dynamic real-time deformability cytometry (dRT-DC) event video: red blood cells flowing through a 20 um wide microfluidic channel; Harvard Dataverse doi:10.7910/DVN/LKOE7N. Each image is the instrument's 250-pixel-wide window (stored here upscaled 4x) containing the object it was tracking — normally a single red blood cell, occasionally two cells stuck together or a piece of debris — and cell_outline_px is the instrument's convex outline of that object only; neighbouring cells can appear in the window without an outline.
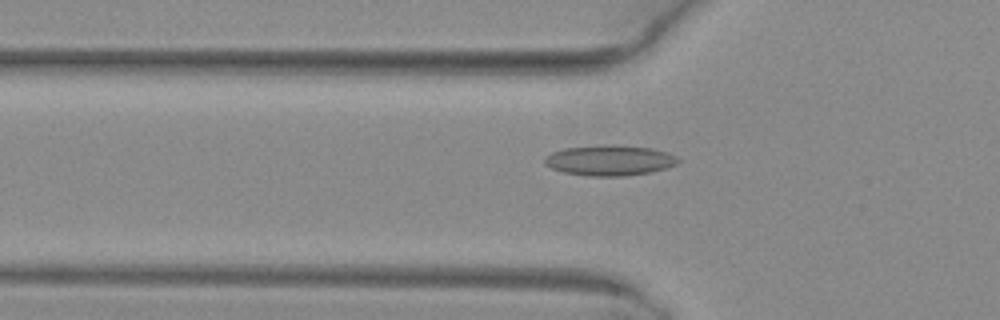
{"species": "common noctule bat (a hibernating species)", "species_latin": "Nyctalus noctula", "temperature_condition": "warm", "stored_images_in_passage": 49, "camera_frame_rate_fps": 3000, "um_per_image_px": 0.085, "animal": {"sex": "female", "body_mass_g": 29.2, "forearm_length_mm": 56.3}, "frame": {"image": 1, "passage_image": 16, "time_ms": 5.0, "image_size_px": [1000, 320], "cell_outline_px": [[680, 160], [676, 164], [664, 168], [648, 172], [624, 176], [588, 176], [564, 172], [552, 168], [544, 164], [544, 160], [552, 152], [564, 148], [600, 144], [616, 144], [652, 148], [668, 152], [676, 156]], "centroid_in_image_um": [51.82, 13.61], "position_along_channel_um": 74.0, "area_um2": 23.76}}
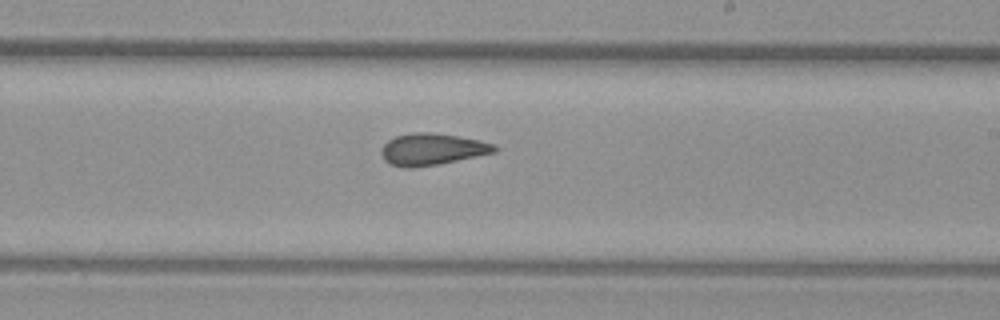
{"frame": {"image": 2, "passage_image": 29, "time_ms": 9.333, "image_size_px": [1000, 320], "cell_outline_px": [[496, 152], [436, 164], [412, 168], [404, 168], [388, 164], [384, 160], [380, 152], [380, 148], [388, 140], [396, 136], [416, 132], [436, 132], [480, 140], [496, 144]], "centroid_in_image_um": [36.69, 12.68], "position_along_channel_um": 252.3, "area_um2": 20.98}}
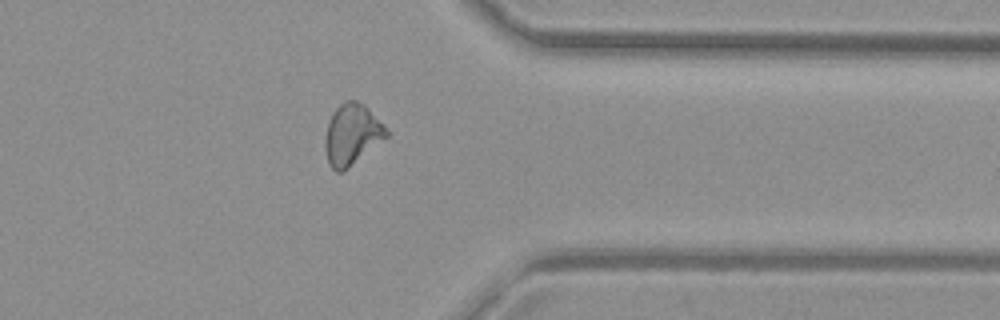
{"frame": {"image": 3, "passage_image": 39, "time_ms": 12.667, "image_size_px": [1000, 320], "cell_outline_px": [[388, 136], [340, 172], [336, 172], [328, 164], [324, 148], [324, 140], [328, 124], [332, 112], [340, 104], [348, 100], [356, 100], [364, 104], [368, 108], [388, 132]], "centroid_in_image_um": [29.86, 11.41], "position_along_channel_um": 381.5, "area_um2": 21.15}}